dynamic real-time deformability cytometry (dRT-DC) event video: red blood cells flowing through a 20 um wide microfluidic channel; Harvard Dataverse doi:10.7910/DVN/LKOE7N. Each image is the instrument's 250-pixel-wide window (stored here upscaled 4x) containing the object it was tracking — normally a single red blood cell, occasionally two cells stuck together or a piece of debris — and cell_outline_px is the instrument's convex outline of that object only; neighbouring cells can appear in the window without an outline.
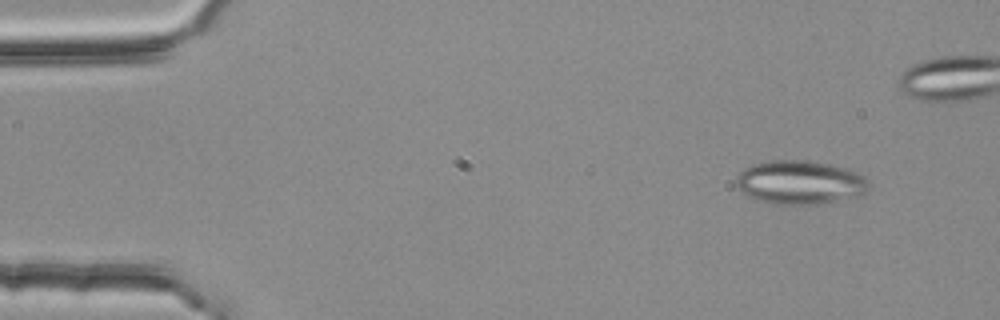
{"species": "common noctule bat (a hibernating species)", "species_latin": "Nyctalus noctula", "temperature_condition": "room temperature", "stored_images_in_passage": 3, "camera_frame_rate_fps": 3000, "um_per_image_px": 0.085, "animal": {"sex": "female", "body_mass_g": 25.1}, "frame": {"image": 1, "passage_image": 1, "time_ms": 0.0, "image_size_px": [1000, 320], "cell_outline_px": [[868, 188], [864, 192], [856, 196], [816, 204], [776, 204], [756, 200], [740, 192], [736, 184], [736, 176], [744, 168], [752, 164], [772, 160], [804, 160], [844, 168], [856, 172], [864, 176], [868, 180]], "centroid_in_image_um": [67.93, 15.5], "position_along_channel_um": 17.1, "area_um2": 33.47}}